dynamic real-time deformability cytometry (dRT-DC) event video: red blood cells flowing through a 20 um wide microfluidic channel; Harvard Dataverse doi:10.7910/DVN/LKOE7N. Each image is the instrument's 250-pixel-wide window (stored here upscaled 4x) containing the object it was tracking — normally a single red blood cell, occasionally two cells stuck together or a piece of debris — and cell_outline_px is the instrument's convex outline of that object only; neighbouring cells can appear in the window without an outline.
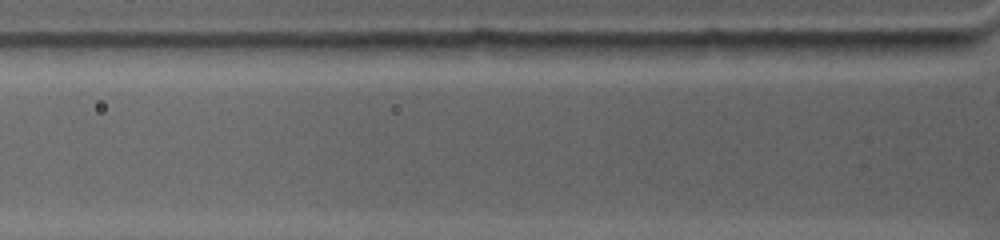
{"species": "common noctule bat (a hibernating species)", "species_latin": "Nyctalus noctula", "temperature_condition": "warm", "stored_images_in_passage": 3, "segment_of_instrument_passage": [2, 2], "camera_frame_rate_fps": 4500, "um_per_image_px": 0.085, "animal": {"sex": "female", "body_mass_g": 19.0, "forearm_length_mm": 53.3}, "frame": {"image": 1, "passage_image": 3, "time_ms": 0.444, "image_size_px": [1000, 240], "cell_outline_px": [[972, 44], [968, 48], [956, 56], [928, 56], [868, 52], [860, 40], [968, 40]], "centroid_in_image_um": [78.01, 4.01], "position_along_channel_um": 47.8, "area_um2": 10.81}}